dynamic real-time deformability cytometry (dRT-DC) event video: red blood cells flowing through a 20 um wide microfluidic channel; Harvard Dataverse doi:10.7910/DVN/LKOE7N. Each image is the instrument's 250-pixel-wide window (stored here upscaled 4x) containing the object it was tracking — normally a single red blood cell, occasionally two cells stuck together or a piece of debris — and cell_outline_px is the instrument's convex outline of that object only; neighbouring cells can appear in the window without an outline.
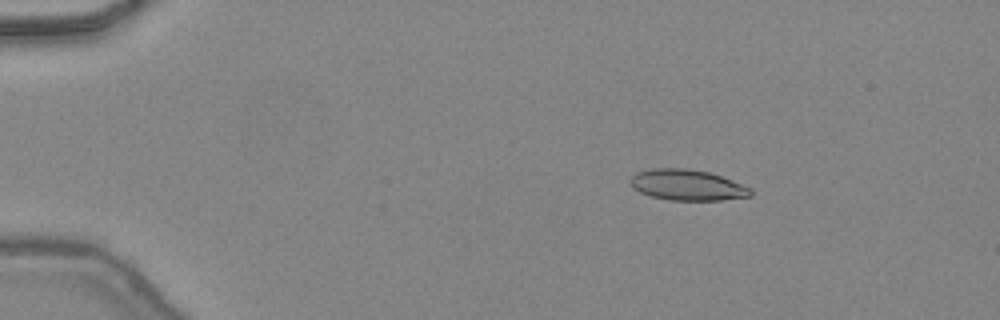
{"species": "common noctule bat (a hibernating species)", "species_latin": "Nyctalus noctula", "temperature_condition": "warm", "stored_images_in_passage": 45, "camera_frame_rate_fps": 3000, "um_per_image_px": 0.085, "animal": {"sex": "female", "body_mass_g": 24.6, "forearm_length_mm": 56.2}, "frame": {"image": 1, "passage_image": 8, "time_ms": 2.333, "image_size_px": [1000, 320], "cell_outline_px": [[752, 196], [720, 200], [668, 200], [652, 196], [640, 192], [632, 188], [628, 180], [636, 172], [652, 168], [688, 168], [708, 172], [720, 176], [752, 188]], "centroid_in_image_um": [58.38, 15.72], "position_along_channel_um": 26.6, "area_um2": 21.68}}
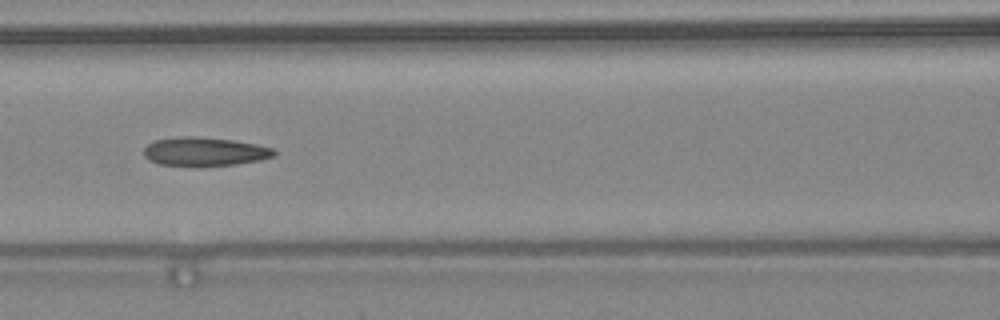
{"frame": {"image": 2, "passage_image": 22, "time_ms": 7.0, "image_size_px": [1000, 320], "cell_outline_px": [[276, 156], [260, 160], [236, 164], [160, 164], [148, 160], [144, 156], [144, 148], [148, 144], [156, 140], [180, 136], [196, 136], [232, 140], [256, 144], [272, 148], [276, 152]], "centroid_in_image_um": [17.41, 12.85], "position_along_channel_um": 149.2, "area_um2": 21.21}}
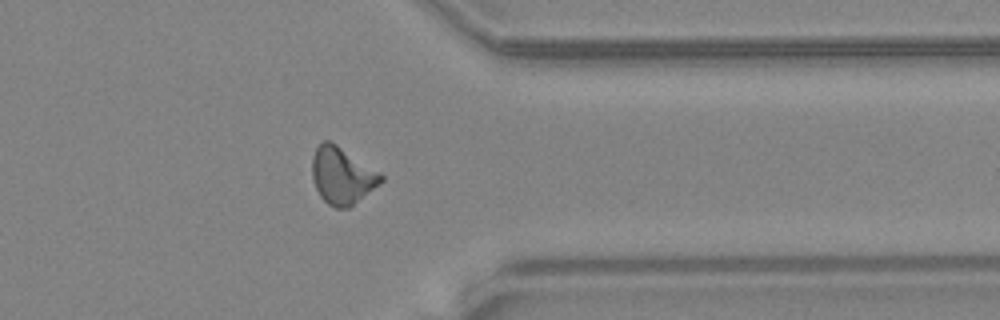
{"frame": {"image": 3, "passage_image": 38, "time_ms": 12.333, "image_size_px": [1000, 320], "cell_outline_px": [[384, 180], [380, 184], [348, 208], [336, 208], [328, 204], [320, 196], [312, 180], [312, 156], [316, 148], [324, 140], [328, 140], [336, 144], [380, 172], [384, 176]], "centroid_in_image_um": [29.07, 14.93], "position_along_channel_um": 382.3, "area_um2": 22.72}, "authors_computed_cell_mechanics": {"area_um2": 21.675, "velocity_mm_per_s": 4.4895, "shape_relaxation_time_tau1_ms": null, "shape_relaxation_time_tau2_ms": 2.485, "deformation_change_tau1": null, "deformation_change_tau2": 0.1018}}